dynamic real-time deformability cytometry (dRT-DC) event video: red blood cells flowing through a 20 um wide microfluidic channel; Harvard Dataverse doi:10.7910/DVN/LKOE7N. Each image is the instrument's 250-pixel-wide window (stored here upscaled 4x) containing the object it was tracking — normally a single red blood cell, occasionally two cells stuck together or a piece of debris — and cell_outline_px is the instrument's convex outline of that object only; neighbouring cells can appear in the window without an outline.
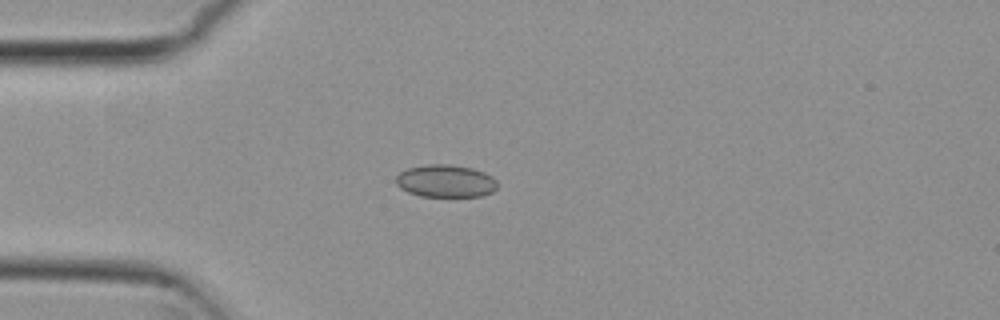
{"species": "common noctule bat (a hibernating species)", "species_latin": "Nyctalus noctula", "temperature_condition": "cold", "stored_images_in_passage": 6, "camera_frame_rate_fps": 3000, "um_per_image_px": 0.085, "animal": {"sex": "female", "body_mass_g": 29.2, "forearm_length_mm": 56.3}, "frame": {"image": 1, "passage_image": 5, "time_ms": 1.333, "image_size_px": [1000, 320], "cell_outline_px": [[496, 188], [492, 192], [480, 196], [420, 196], [408, 192], [400, 188], [396, 184], [396, 176], [400, 172], [408, 168], [424, 164], [448, 164], [472, 168], [484, 172], [492, 176], [496, 180]], "centroid_in_image_um": [37.86, 15.38], "position_along_channel_um": 47.1, "area_um2": 19.25}}